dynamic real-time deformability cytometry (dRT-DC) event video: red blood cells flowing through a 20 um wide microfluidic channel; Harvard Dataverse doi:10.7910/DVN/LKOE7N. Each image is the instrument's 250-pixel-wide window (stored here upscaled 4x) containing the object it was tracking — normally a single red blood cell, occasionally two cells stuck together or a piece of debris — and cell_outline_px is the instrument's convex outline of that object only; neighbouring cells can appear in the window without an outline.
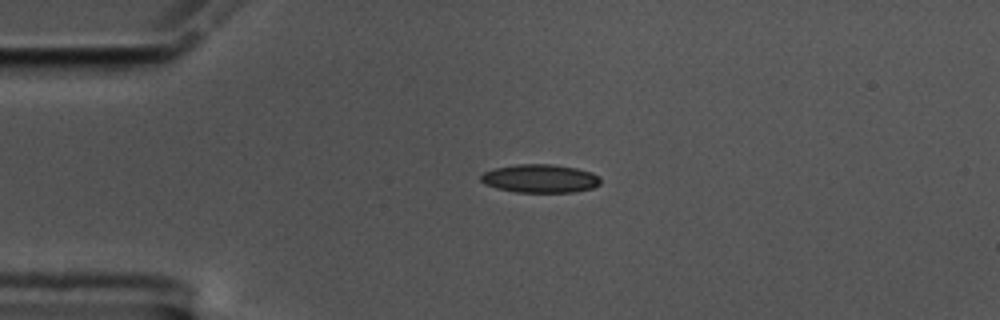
{"species": "common noctule bat (a hibernating species)", "species_latin": "Nyctalus noctula", "temperature_condition": "cold", "stored_images_in_passage": 45, "camera_frame_rate_fps": 3000, "um_per_image_px": 0.085, "animal": {"sex": "male", "body_mass_g": 17.5, "forearm_length_mm": 52.3}, "frame": {"image": 1, "passage_image": 1, "time_ms": 0.0, "image_size_px": [1000, 320], "cell_outline_px": [[600, 184], [592, 188], [572, 192], [516, 192], [496, 188], [484, 184], [480, 180], [480, 176], [484, 172], [496, 168], [516, 164], [552, 164], [576, 168], [592, 172], [600, 176]], "centroid_in_image_um": [45.91, 15.17], "position_along_channel_um": 39.1, "area_um2": 19.83}}
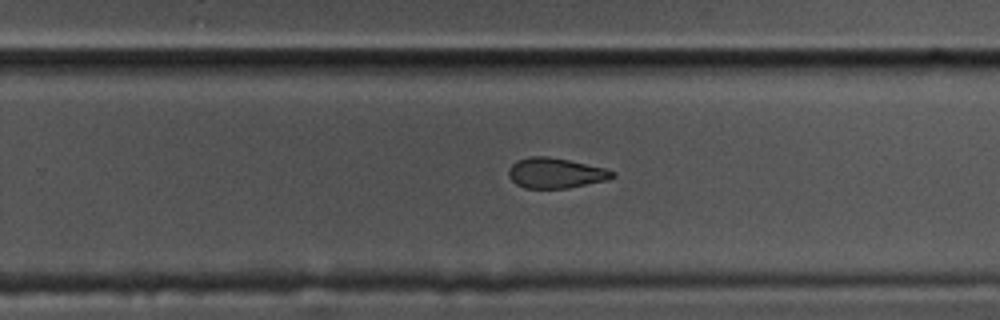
{"frame": {"image": 2, "passage_image": 24, "time_ms": 7.667, "image_size_px": [1000, 320], "cell_outline_px": [[616, 176], [608, 180], [568, 188], [524, 188], [516, 184], [508, 176], [508, 168], [516, 160], [528, 156], [548, 156], [608, 168], [616, 172]], "centroid_in_image_um": [47.24, 14.7], "position_along_channel_um": 282.6, "area_um2": 18.61}}
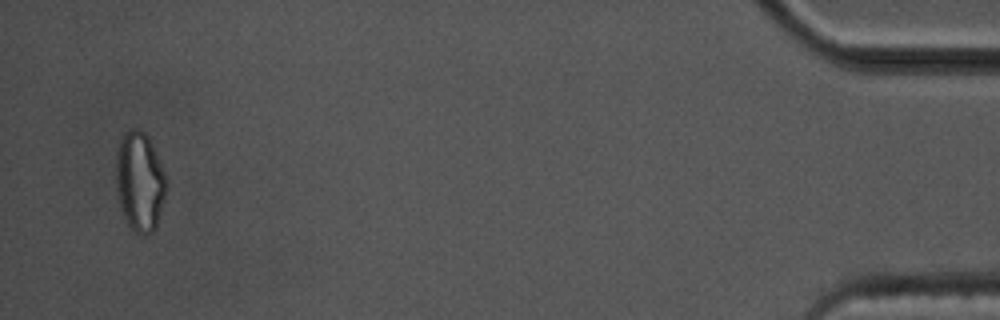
{"frame": {"image": 3, "passage_image": 43, "time_ms": 14.0, "image_size_px": [1000, 320], "cell_outline_px": [[168, 180], [164, 200], [156, 228], [152, 232], [144, 236], [140, 236], [128, 224], [124, 216], [120, 204], [116, 184], [116, 152], [120, 136], [124, 132], [132, 128], [136, 128], [144, 132], [148, 136], [152, 144]], "centroid_in_image_um": [11.88, 15.41], "position_along_channel_um": 423.3, "area_um2": 29.42}, "authors_computed_cell_mechanics": {"area_um2": 19.941, "velocity_mm_per_s": 3.5357, "shape_relaxation_time_tau1_ms": null, "shape_relaxation_time_tau2_ms": 3.5647, "deformation_change_tau1": null, "deformation_change_tau2": 0.0947}}